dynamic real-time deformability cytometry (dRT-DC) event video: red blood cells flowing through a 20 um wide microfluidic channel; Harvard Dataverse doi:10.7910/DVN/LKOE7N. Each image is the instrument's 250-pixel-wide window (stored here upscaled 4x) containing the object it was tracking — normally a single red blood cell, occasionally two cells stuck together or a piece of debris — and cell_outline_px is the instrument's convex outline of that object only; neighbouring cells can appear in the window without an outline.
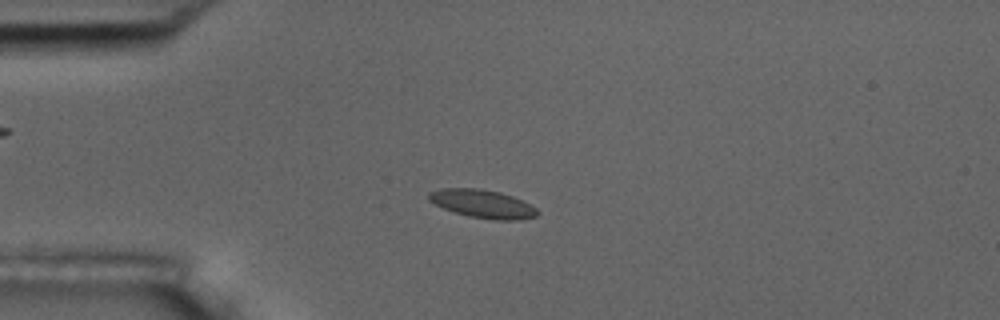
{"species": "common noctule bat (a hibernating species)", "species_latin": "Nyctalus noctula", "temperature_condition": "room temperature", "stored_images_in_passage": 52, "camera_frame_rate_fps": 3000, "um_per_image_px": 0.085, "animal": {"sex": "male", "body_mass_g": 17.5, "forearm_length_mm": 52.3}, "frame": {"image": 1, "passage_image": 11, "time_ms": 3.333, "image_size_px": [1000, 320], "cell_outline_px": [[540, 212], [536, 216], [520, 220], [496, 220], [468, 216], [444, 208], [428, 200], [428, 192], [440, 188], [480, 188], [500, 192], [512, 196], [536, 208]], "centroid_in_image_um": [41.01, 17.32], "position_along_channel_um": 44.0, "area_um2": 17.8}}
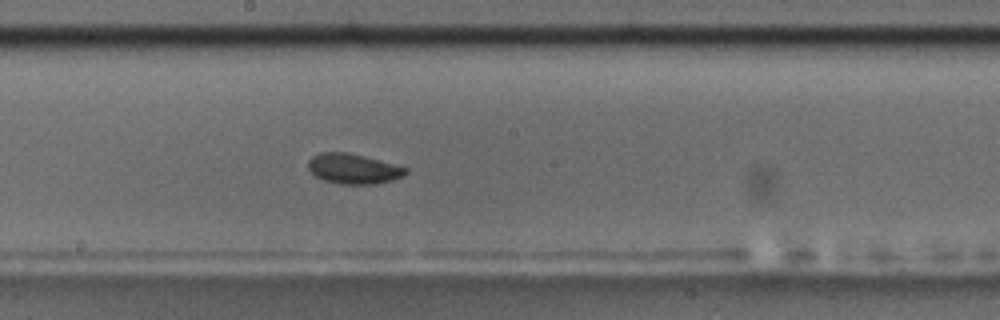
{"frame": {"image": 2, "passage_image": 27, "time_ms": 8.667, "image_size_px": [1000, 320], "cell_outline_px": [[408, 172], [404, 176], [392, 180], [376, 184], [340, 184], [324, 180], [316, 176], [308, 168], [308, 160], [312, 156], [320, 152], [348, 152], [364, 156], [408, 168]], "centroid_in_image_um": [30.04, 14.34], "position_along_channel_um": 218.2, "area_um2": 17.11}}
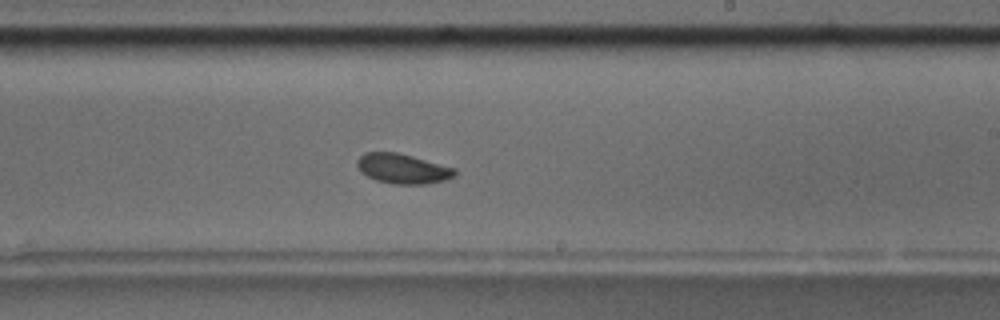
{"frame": {"image": 3, "passage_image": 30, "time_ms": 9.667, "image_size_px": [1000, 320], "cell_outline_px": [[456, 176], [444, 180], [428, 184], [392, 184], [376, 180], [368, 176], [356, 164], [356, 160], [364, 152], [396, 152], [412, 156], [456, 168]], "centroid_in_image_um": [34.25, 14.34], "position_along_channel_um": 254.7, "area_um2": 16.94}}